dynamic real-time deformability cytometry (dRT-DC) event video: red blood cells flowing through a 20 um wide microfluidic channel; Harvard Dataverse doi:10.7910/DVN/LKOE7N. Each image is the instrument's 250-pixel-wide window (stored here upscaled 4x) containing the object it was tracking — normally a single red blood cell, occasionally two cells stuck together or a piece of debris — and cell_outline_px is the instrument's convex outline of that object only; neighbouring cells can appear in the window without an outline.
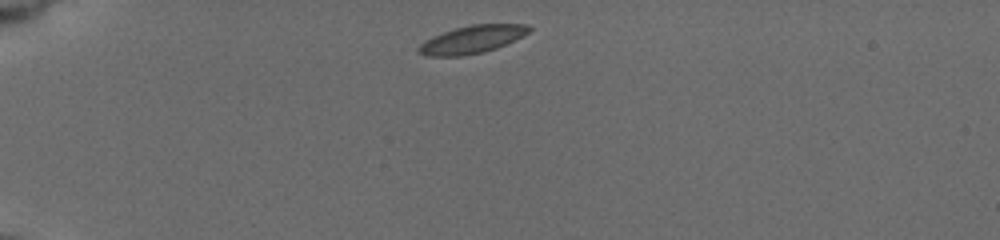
{"species": "common noctule bat (a hibernating species)", "species_latin": "Nyctalus noctula", "temperature_condition": "cold", "stored_images_in_passage": 27, "camera_frame_rate_fps": 3000, "um_per_image_px": 0.085, "animal": {"sex": "female", "body_mass_g": 19.5, "forearm_length_mm": 54.1}, "frame": {"image": 1, "passage_image": 1, "time_ms": 0.0, "image_size_px": [1000, 240], "cell_outline_px": [[532, 28], [528, 32], [496, 48], [480, 52], [460, 56], [428, 56], [420, 52], [416, 48], [424, 40], [432, 36], [456, 28], [472, 24], [528, 24]], "centroid_in_image_um": [40.08, 3.34], "position_along_channel_um": 44.9, "area_um2": 17.46}}
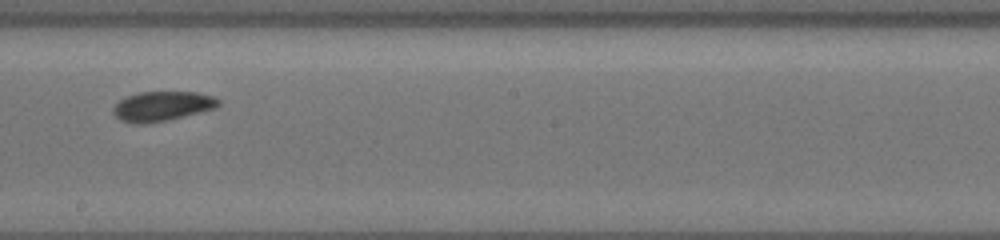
{"frame": {"image": 2, "passage_image": 12, "time_ms": 6.333, "image_size_px": [1000, 240], "cell_outline_px": [[220, 104], [216, 108], [148, 124], [132, 124], [120, 120], [112, 112], [112, 108], [120, 100], [128, 96], [140, 92], [196, 92], [212, 96], [220, 100]], "centroid_in_image_um": [13.76, 9.03], "position_along_channel_um": 234.4, "area_um2": 18.09}}
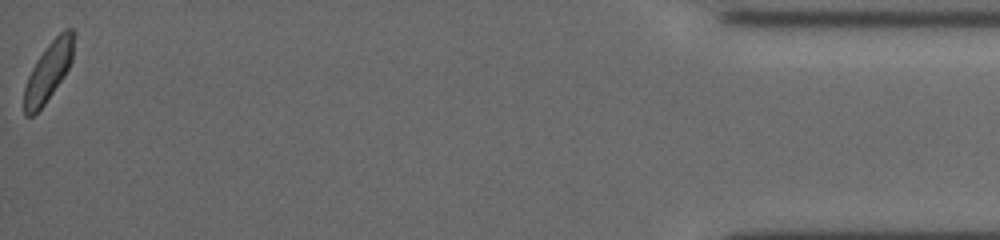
{"frame": {"image": 3, "passage_image": 27, "time_ms": 13.667, "image_size_px": [1000, 240], "cell_outline_px": [[76, 32], [72, 60], [64, 76], [44, 104], [32, 116], [24, 116], [24, 88], [28, 76], [36, 60], [44, 48], [64, 28], [72, 28]], "centroid_in_image_um": [4.14, 6.02], "position_along_channel_um": 431.1, "area_um2": 17.11}, "authors_computed_cell_mechanics": {"area_um2": 17.6868, "velocity_mm_per_s": 3.7256, "shape_relaxation_time_tau1_ms": 3.5282, "shape_relaxation_time_tau2_ms": 3.0296, "deformation_change_tau1": 0.0937, "deformation_change_tau2": 0.0739}}